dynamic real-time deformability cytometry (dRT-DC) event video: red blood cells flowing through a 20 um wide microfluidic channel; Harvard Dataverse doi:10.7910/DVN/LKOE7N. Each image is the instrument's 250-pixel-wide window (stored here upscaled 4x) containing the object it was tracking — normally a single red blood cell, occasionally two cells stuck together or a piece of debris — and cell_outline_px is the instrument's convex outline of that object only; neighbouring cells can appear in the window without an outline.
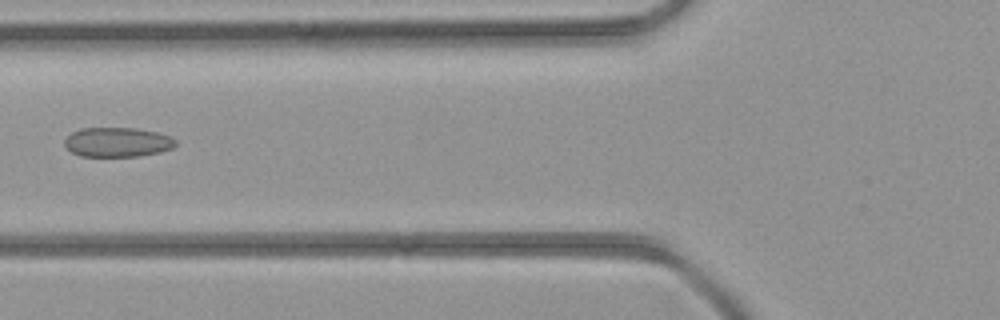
{"species": "common noctule bat (a hibernating species)", "species_latin": "Nyctalus noctula", "temperature_condition": "room temperature", "stored_images_in_passage": 33, "camera_frame_rate_fps": 3000, "um_per_image_px": 0.085, "animal": {"sex": "female", "body_mass_g": 21.9}, "frame": {"image": 1, "passage_image": 7, "time_ms": 2.0, "image_size_px": [1000, 320], "cell_outline_px": [[176, 144], [172, 148], [160, 152], [140, 156], [80, 156], [72, 152], [64, 144], [64, 140], [72, 132], [80, 128], [132, 128], [156, 132], [168, 136], [176, 140]], "centroid_in_image_um": [9.96, 12.08], "position_along_channel_um": 115.8, "area_um2": 18.96}}
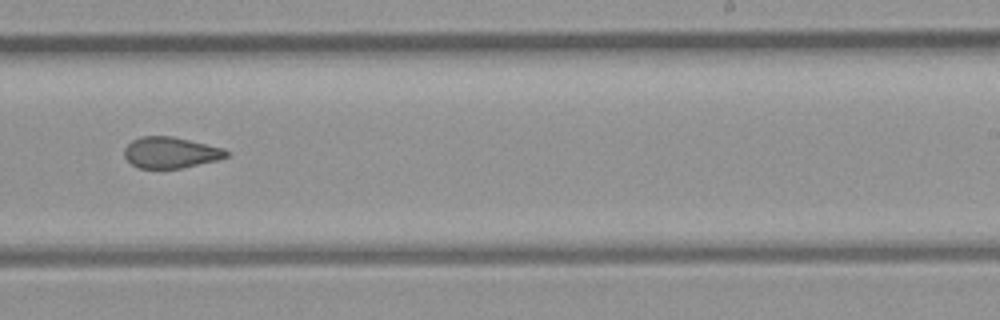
{"frame": {"image": 2, "passage_image": 17, "time_ms": 5.333, "image_size_px": [1000, 320], "cell_outline_px": [[228, 156], [216, 160], [180, 168], [140, 168], [132, 164], [124, 156], [124, 148], [132, 140], [140, 136], [172, 136], [224, 148], [228, 152]], "centroid_in_image_um": [14.48, 12.95], "position_along_channel_um": 274.5, "area_um2": 18.32}}
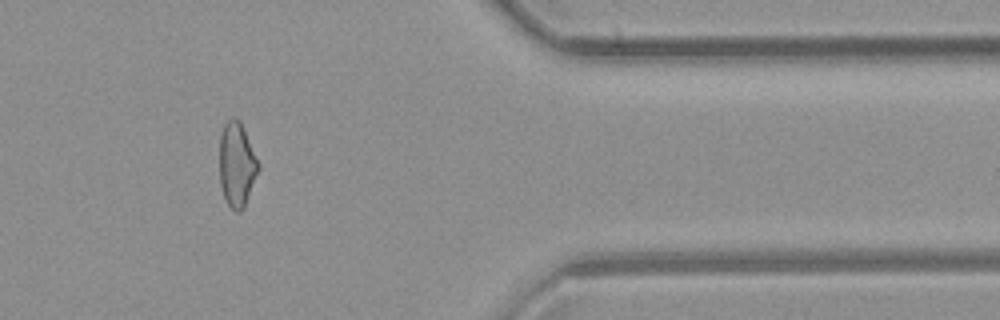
{"frame": {"image": 3, "passage_image": 26, "time_ms": 8.333, "image_size_px": [1000, 320], "cell_outline_px": [[260, 168], [244, 208], [240, 212], [236, 212], [228, 204], [224, 196], [220, 184], [220, 136], [224, 124], [232, 116], [236, 116], [240, 120], [260, 164]], "centroid_in_image_um": [20.14, 13.97], "position_along_channel_um": 391.3, "area_um2": 19.25}}